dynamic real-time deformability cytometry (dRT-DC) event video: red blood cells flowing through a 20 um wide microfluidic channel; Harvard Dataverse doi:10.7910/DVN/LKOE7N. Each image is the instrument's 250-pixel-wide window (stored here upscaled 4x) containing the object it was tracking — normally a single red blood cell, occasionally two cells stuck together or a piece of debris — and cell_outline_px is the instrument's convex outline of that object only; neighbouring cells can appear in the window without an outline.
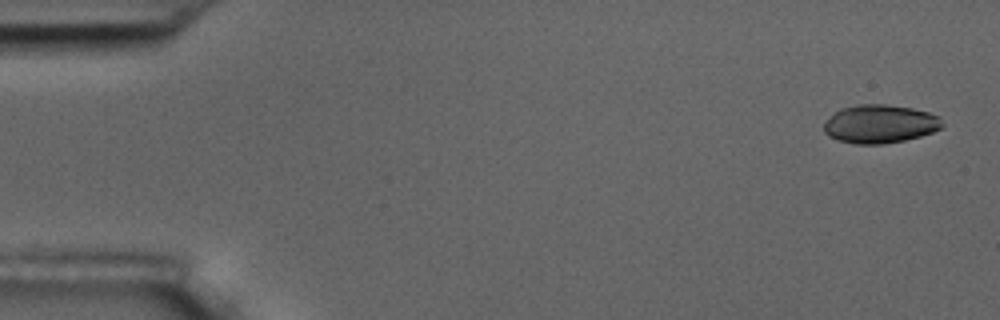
{"species": "common noctule bat (a hibernating species)", "species_latin": "Nyctalus noctula", "temperature_condition": "room temperature", "stored_images_in_passage": 6, "camera_frame_rate_fps": 3000, "um_per_image_px": 0.085, "animal": {"sex": "male", "body_mass_g": 17.5, "forearm_length_mm": 52.3}, "frame": {"image": 1, "passage_image": 1, "time_ms": 0.0, "image_size_px": [1000, 320], "cell_outline_px": [[944, 124], [940, 128], [932, 132], [920, 136], [904, 140], [884, 144], [856, 144], [840, 140], [828, 136], [824, 132], [824, 124], [840, 108], [860, 104], [888, 104], [912, 108], [928, 112], [940, 116]], "centroid_in_image_um": [74.82, 10.53], "position_along_channel_um": 10.2, "area_um2": 26.41}}
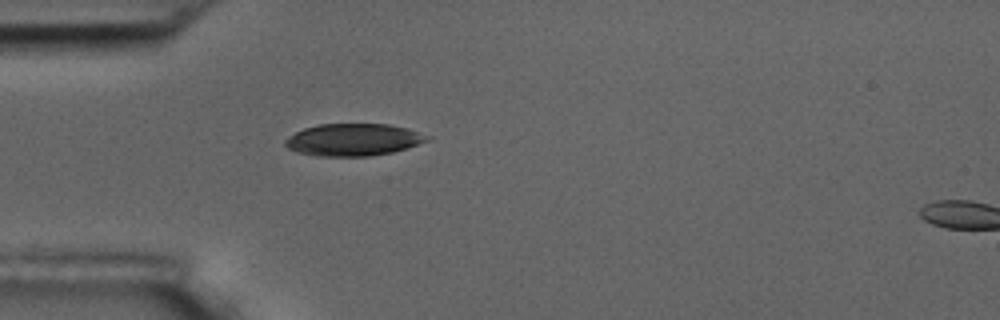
{"frame": {"image": 2, "passage_image": 5, "time_ms": 4.667, "image_size_px": [1000, 320], "cell_outline_px": [[432, 136], [428, 140], [408, 148], [392, 152], [368, 156], [320, 156], [296, 152], [288, 148], [284, 144], [284, 140], [288, 136], [304, 128], [320, 124], [388, 124], [408, 128]], "centroid_in_image_um": [30.04, 11.87], "position_along_channel_um": 55.0, "area_um2": 26.7}}